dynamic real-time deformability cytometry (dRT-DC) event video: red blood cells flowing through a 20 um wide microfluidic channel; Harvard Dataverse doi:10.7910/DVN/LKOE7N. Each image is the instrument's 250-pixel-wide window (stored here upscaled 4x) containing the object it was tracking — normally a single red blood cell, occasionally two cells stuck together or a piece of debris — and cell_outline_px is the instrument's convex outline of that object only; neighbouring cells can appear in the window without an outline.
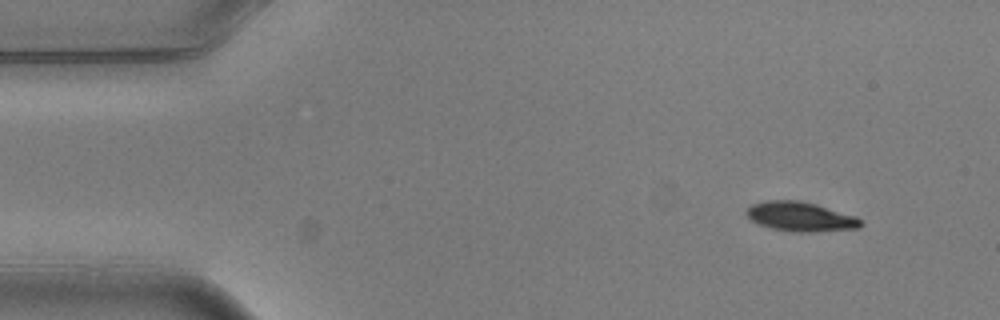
{"species": "common noctule bat (a hibernating species)", "species_latin": "Nyctalus noctula", "temperature_condition": "warm", "stored_images_in_passage": 4, "camera_frame_rate_fps": 3000, "um_per_image_px": 0.085, "animal": {"sex": "male", "body_mass_g": 20.5, "forearm_length_mm": 52.5}, "frame": {"image": 1, "passage_image": 1, "time_ms": 0.0, "image_size_px": [1000, 320], "cell_outline_px": [[864, 224], [860, 228], [812, 232], [792, 232], [772, 228], [756, 224], [744, 212], [752, 204], [764, 200], [800, 200], [816, 204], [856, 216]], "centroid_in_image_um": [68.03, 18.41], "position_along_channel_um": 17.0, "area_um2": 19.77}}
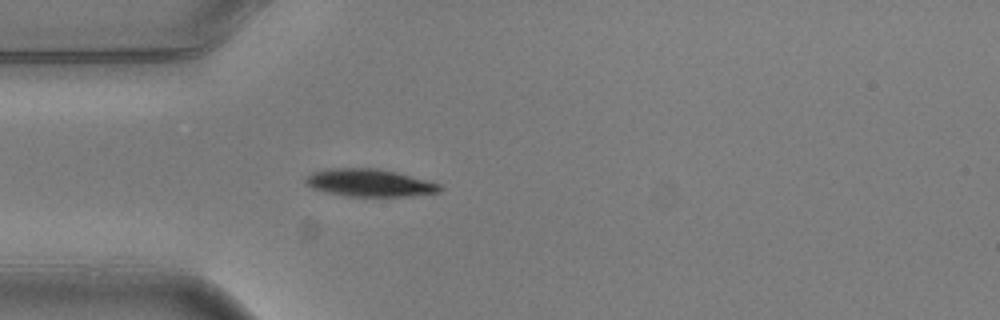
{"frame": {"image": 2, "passage_image": 4, "time_ms": 1.0, "image_size_px": [1000, 320], "cell_outline_px": [[444, 188], [440, 192], [412, 196], [348, 196], [328, 192], [312, 188], [304, 180], [304, 176], [312, 172], [328, 168], [376, 168], [396, 172], [432, 180], [440, 184]], "centroid_in_image_um": [31.47, 15.53], "position_along_channel_um": 53.5, "area_um2": 21.79}}